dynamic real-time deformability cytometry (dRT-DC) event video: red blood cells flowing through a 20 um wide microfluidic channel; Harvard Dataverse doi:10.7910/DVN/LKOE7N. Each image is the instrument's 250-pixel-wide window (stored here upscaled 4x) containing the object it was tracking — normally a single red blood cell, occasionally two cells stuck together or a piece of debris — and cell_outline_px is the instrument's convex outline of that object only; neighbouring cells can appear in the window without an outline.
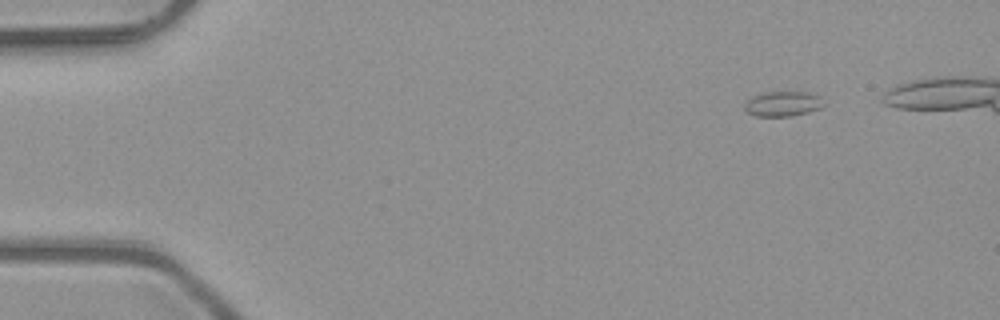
{"species": "common noctule bat (a hibernating species)", "species_latin": "Nyctalus noctula", "temperature_condition": "room temperature", "stored_images_in_passage": 3, "camera_frame_rate_fps": 3000, "um_per_image_px": 0.085, "animal": {"sex": "male", "body_mass_g": 23.1, "forearm_length_mm": 52.7}, "frame": {"image": 1, "passage_image": 1, "time_ms": 0.0, "image_size_px": [1000, 320], "cell_outline_px": [[828, 104], [820, 108], [808, 112], [788, 116], [756, 116], [748, 112], [744, 108], [744, 104], [752, 96], [764, 92], [816, 92]], "centroid_in_image_um": [66.61, 8.8], "position_along_channel_um": 18.4, "area_um2": 11.73}}